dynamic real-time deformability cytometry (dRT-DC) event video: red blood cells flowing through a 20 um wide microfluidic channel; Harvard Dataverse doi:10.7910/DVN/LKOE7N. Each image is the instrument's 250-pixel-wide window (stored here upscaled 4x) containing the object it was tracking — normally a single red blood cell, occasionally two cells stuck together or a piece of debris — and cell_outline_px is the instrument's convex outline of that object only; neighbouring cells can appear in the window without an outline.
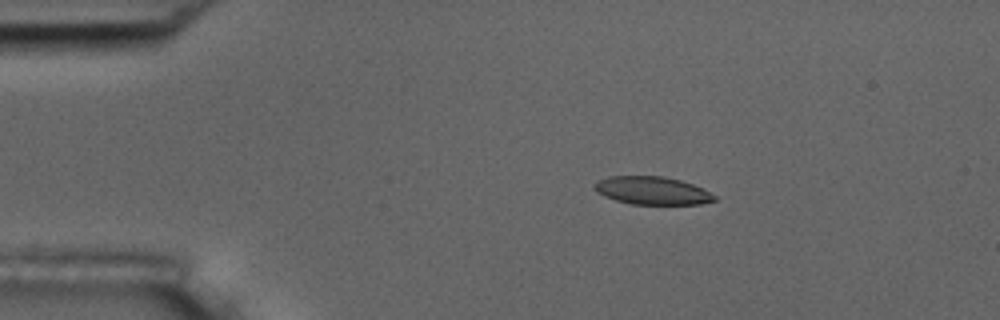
{"species": "common noctule bat (a hibernating species)", "species_latin": "Nyctalus noctula", "temperature_condition": "room temperature", "stored_images_in_passage": 3, "camera_frame_rate_fps": 3000, "um_per_image_px": 0.085, "animal": {"sex": "male", "body_mass_g": 17.5, "forearm_length_mm": 52.3}, "frame": {"image": 1, "passage_image": 2, "time_ms": 1.333, "image_size_px": [1000, 320], "cell_outline_px": [[716, 200], [700, 204], [632, 204], [616, 200], [604, 196], [596, 192], [592, 188], [592, 184], [596, 180], [608, 176], [664, 176], [680, 180], [692, 184], [716, 196]], "centroid_in_image_um": [55.36, 16.19], "position_along_channel_um": 29.6, "area_um2": 19.59}}